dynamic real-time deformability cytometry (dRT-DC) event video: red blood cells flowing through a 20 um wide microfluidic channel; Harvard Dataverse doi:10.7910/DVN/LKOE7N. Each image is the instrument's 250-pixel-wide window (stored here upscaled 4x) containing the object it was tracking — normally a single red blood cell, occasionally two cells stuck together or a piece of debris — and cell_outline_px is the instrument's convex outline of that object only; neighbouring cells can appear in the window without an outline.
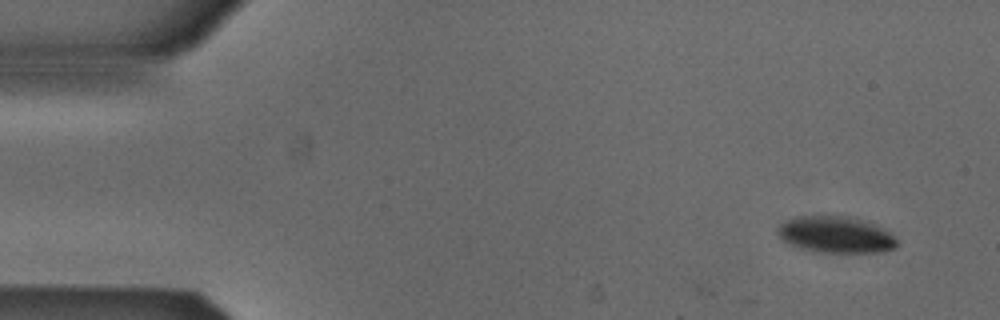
{"species": "Egyptian fruit bat (a non-hibernating species)", "species_latin": "Rousettus aegyptiacus", "temperature_condition": "cold", "stored_images_in_passage": 4, "camera_frame_rate_fps": 3000, "um_per_image_px": 0.085, "animal": {"sex": "male"}, "frame": {"image": 1, "passage_image": 1, "time_ms": 0.0, "image_size_px": [1000, 320], "cell_outline_px": [[896, 248], [884, 252], [820, 252], [796, 248], [788, 244], [776, 232], [776, 228], [780, 224], [796, 216], [848, 216], [868, 220], [888, 232], [896, 240]], "centroid_in_image_um": [71.02, 19.94], "position_along_channel_um": 14.0, "area_um2": 25.49}}
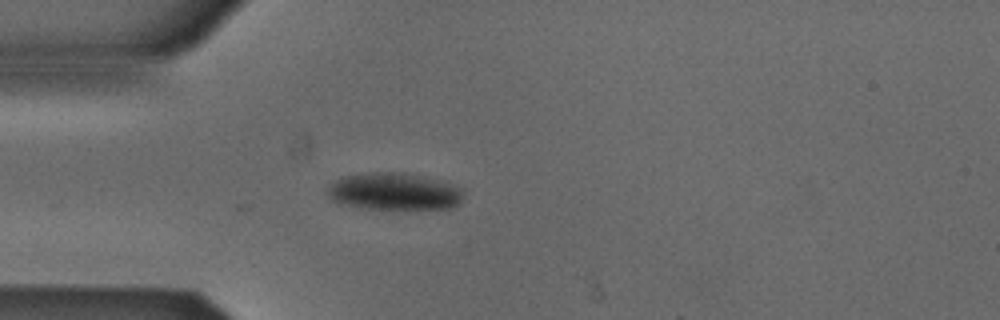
{"frame": {"image": 2, "passage_image": 4, "time_ms": 1.0, "image_size_px": [1000, 320], "cell_outline_px": [[460, 204], [452, 208], [364, 208], [336, 204], [328, 196], [328, 188], [336, 180], [344, 176], [372, 172], [404, 172], [440, 180], [460, 188]], "centroid_in_image_um": [33.45, 16.27], "position_along_channel_um": 51.6, "area_um2": 29.13}}